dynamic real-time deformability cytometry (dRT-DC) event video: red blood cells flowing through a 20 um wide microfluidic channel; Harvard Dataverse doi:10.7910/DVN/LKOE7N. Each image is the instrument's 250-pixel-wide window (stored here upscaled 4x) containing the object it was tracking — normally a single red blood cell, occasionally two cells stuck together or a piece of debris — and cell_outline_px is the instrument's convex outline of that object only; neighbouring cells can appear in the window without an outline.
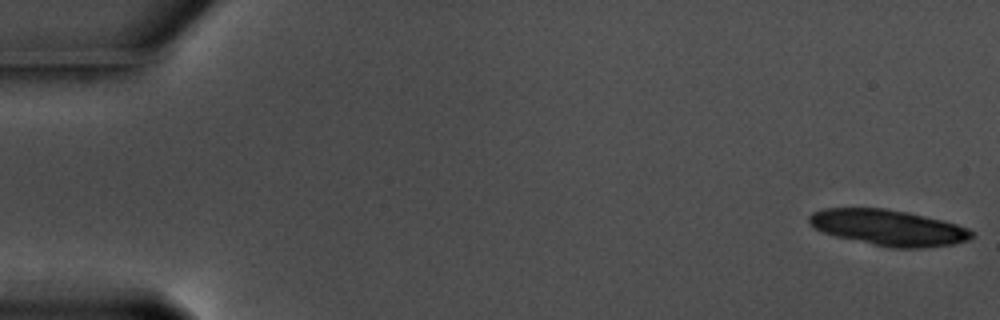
{"species": "common noctule bat (a hibernating species)", "species_latin": "Nyctalus noctula", "temperature_condition": "warm", "stored_images_in_passage": 18, "camera_frame_rate_fps": 3000, "um_per_image_px": 0.085, "animal": {"sex": "male", "body_mass_g": 17.5, "forearm_length_mm": 52.3}, "frame": {"image": 1, "passage_image": 1, "time_ms": 0.0, "image_size_px": [1000, 320], "cell_outline_px": [[972, 236], [968, 240], [952, 244], [920, 248], [892, 248], [872, 244], [836, 236], [824, 232], [816, 228], [808, 220], [808, 216], [812, 212], [824, 208], [884, 208], [908, 212], [956, 224], [968, 228], [972, 232]], "centroid_in_image_um": [75.5, 19.34], "position_along_channel_um": 9.5, "area_um2": 33.58}}